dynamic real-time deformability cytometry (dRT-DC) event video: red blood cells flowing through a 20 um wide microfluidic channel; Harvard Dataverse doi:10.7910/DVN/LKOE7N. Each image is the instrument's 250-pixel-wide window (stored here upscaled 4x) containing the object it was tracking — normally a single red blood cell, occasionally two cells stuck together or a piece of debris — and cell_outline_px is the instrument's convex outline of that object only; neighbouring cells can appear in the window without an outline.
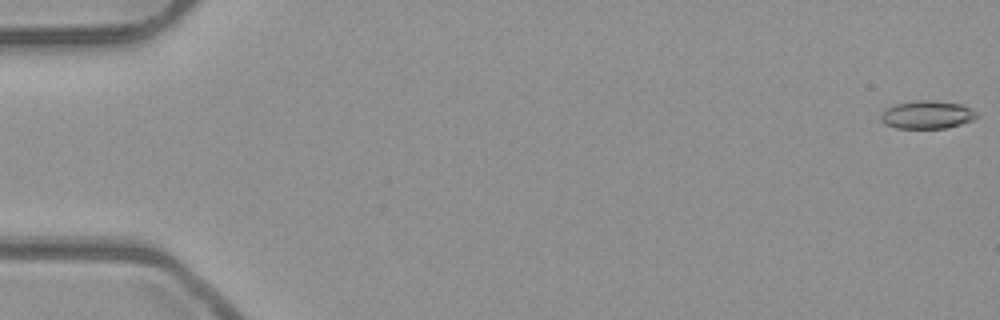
{"species": "common noctule bat (a hibernating species)", "species_latin": "Nyctalus noctula", "temperature_condition": "room temperature", "stored_images_in_passage": 8, "camera_frame_rate_fps": 3000, "um_per_image_px": 0.085, "animal": {"sex": "male", "body_mass_g": 23.1, "forearm_length_mm": 52.7}, "frame": {"image": 1, "passage_image": 1, "time_ms": 0.0, "image_size_px": [1000, 320], "cell_outline_px": [[980, 116], [972, 120], [948, 128], [896, 128], [884, 124], [880, 120], [880, 112], [884, 108], [896, 104], [916, 100], [936, 100], [960, 104], [976, 112]], "centroid_in_image_um": [78.75, 9.75], "position_along_channel_um": 6.2, "area_um2": 15.84}}
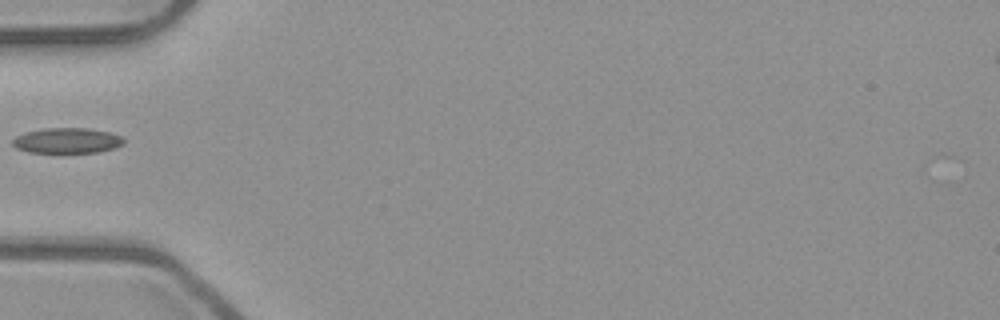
{"frame": {"image": 2, "passage_image": 6, "time_ms": 1.667, "image_size_px": [1000, 320], "cell_outline_px": [[124, 144], [116, 148], [96, 152], [64, 156], [28, 152], [16, 148], [12, 144], [12, 140], [16, 136], [24, 132], [44, 128], [88, 128], [112, 132], [120, 136], [124, 140]], "centroid_in_image_um": [5.69, 12.0], "position_along_channel_um": 79.3, "area_um2": 17.51}}
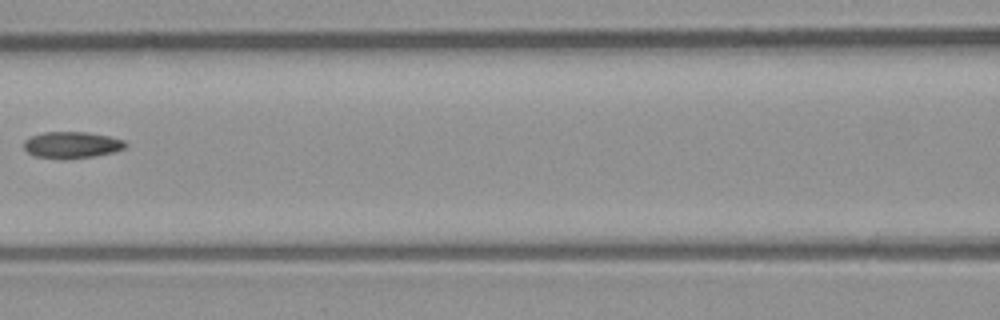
{"frame": {"image": 3, "passage_image": 8, "time_ms": 2.333, "image_size_px": [1000, 320], "cell_outline_px": [[128, 144], [124, 148], [112, 152], [92, 156], [36, 156], [28, 152], [24, 148], [24, 140], [32, 136], [44, 132], [88, 132], [108, 136], [124, 140]], "centroid_in_image_um": [6.13, 12.26], "position_along_channel_um": 160.5, "area_um2": 14.85}}